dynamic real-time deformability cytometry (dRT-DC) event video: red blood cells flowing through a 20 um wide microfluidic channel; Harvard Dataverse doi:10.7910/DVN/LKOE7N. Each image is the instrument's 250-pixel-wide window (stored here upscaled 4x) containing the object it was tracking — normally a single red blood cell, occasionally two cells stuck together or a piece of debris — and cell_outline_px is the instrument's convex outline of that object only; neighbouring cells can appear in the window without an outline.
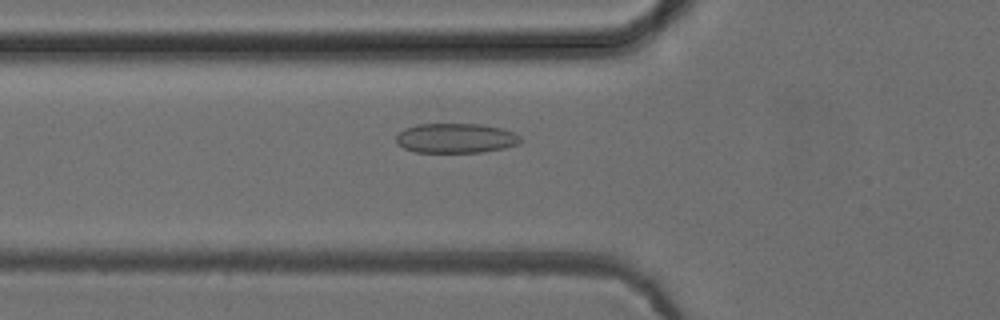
{"species": "common noctule bat (a hibernating species)", "species_latin": "Nyctalus noctula", "temperature_condition": "cold", "stored_images_in_passage": 41, "camera_frame_rate_fps": 3000, "um_per_image_px": 0.085, "animal": {"sex": "female", "body_mass_g": 24.6, "forearm_length_mm": 56.2}, "frame": {"image": 1, "passage_image": 10, "time_ms": 3.0, "image_size_px": [1000, 320], "cell_outline_px": [[520, 140], [516, 144], [504, 148], [480, 152], [416, 152], [404, 148], [396, 144], [396, 136], [404, 128], [416, 124], [480, 124], [500, 128], [512, 132], [520, 136]], "centroid_in_image_um": [38.68, 11.74], "position_along_channel_um": 87.1, "area_um2": 21.39}}
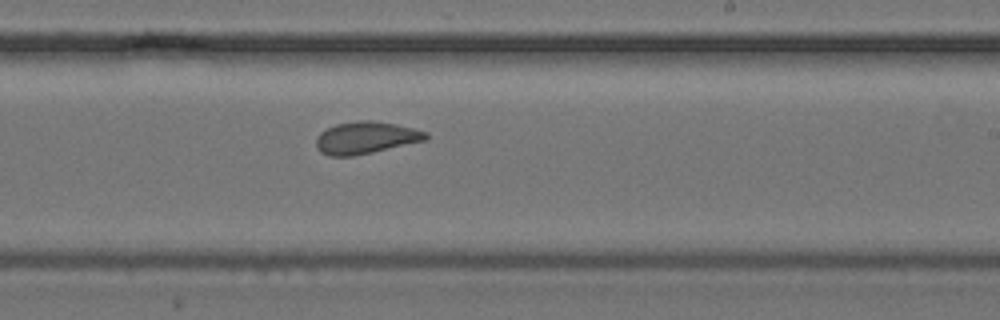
{"frame": {"image": 2, "passage_image": 23, "time_ms": 7.333, "image_size_px": [1000, 320], "cell_outline_px": [[428, 140], [372, 152], [352, 156], [328, 156], [320, 152], [316, 148], [316, 136], [320, 132], [336, 124], [360, 120], [376, 120], [396, 124], [428, 132]], "centroid_in_image_um": [31.09, 11.7], "position_along_channel_um": 257.9, "area_um2": 20.69}}
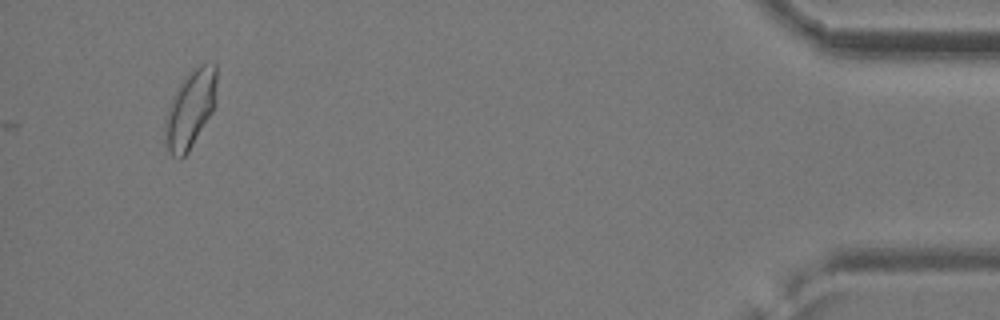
{"frame": {"image": 3, "passage_image": 41, "time_ms": 13.333, "image_size_px": [1000, 320], "cell_outline_px": [[216, 104], [212, 112], [188, 152], [180, 160], [172, 156], [168, 152], [164, 144], [164, 120], [172, 96], [176, 88], [188, 72], [200, 64], [216, 64]], "centroid_in_image_um": [16.14, 9.3], "position_along_channel_um": 419.1, "area_um2": 23.76}, "authors_computed_cell_mechanics": {"area_um2": 20.4034, "velocity_mm_per_s": 3.9311, "shape_relaxation_time_tau1_ms": null, "shape_relaxation_time_tau2_ms": 1.3184, "deformation_change_tau1": null, "deformation_change_tau2": 0.0656}}